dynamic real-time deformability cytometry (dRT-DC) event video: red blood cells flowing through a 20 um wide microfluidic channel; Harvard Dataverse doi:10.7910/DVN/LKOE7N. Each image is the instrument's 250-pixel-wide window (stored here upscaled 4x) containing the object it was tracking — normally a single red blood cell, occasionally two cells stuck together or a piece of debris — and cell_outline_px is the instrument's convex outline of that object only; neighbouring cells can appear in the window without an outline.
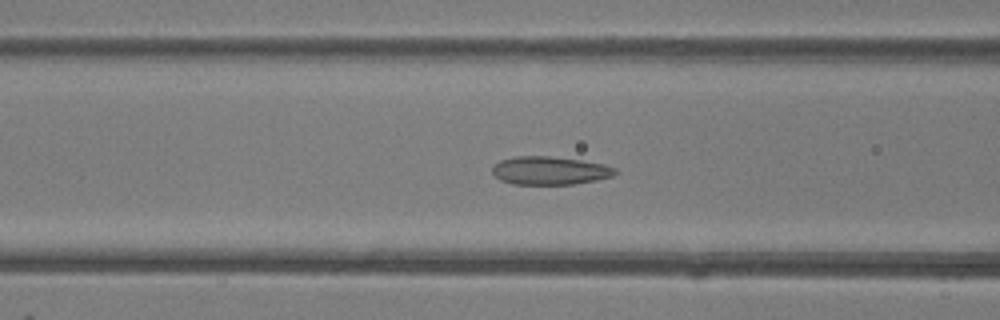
{"species": "common noctule bat (a hibernating species)", "species_latin": "Nyctalus noctula", "temperature_condition": "room temperature", "stored_images_in_passage": 40, "camera_frame_rate_fps": 3000, "um_per_image_px": 0.085, "animal": {"sex": "female"}, "frame": {"image": 1, "passage_image": 9, "time_ms": 2.667, "image_size_px": [1000, 320], "cell_outline_px": [[616, 172], [612, 176], [596, 180], [572, 184], [512, 184], [500, 180], [492, 172], [492, 168], [500, 160], [516, 156], [548, 156], [580, 160], [604, 164], [616, 168]], "centroid_in_image_um": [46.72, 14.5], "position_along_channel_um": 119.9, "area_um2": 20.06}}
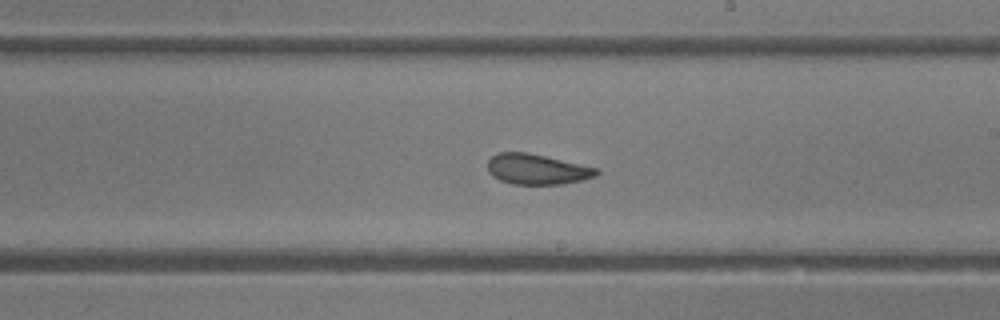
{"frame": {"image": 2, "passage_image": 18, "time_ms": 5.667, "image_size_px": [1000, 320], "cell_outline_px": [[600, 172], [596, 176], [564, 184], [512, 184], [500, 180], [492, 176], [488, 172], [488, 160], [496, 152], [528, 152], [596, 168]], "centroid_in_image_um": [45.6, 14.38], "position_along_channel_um": 243.4, "area_um2": 19.19}}
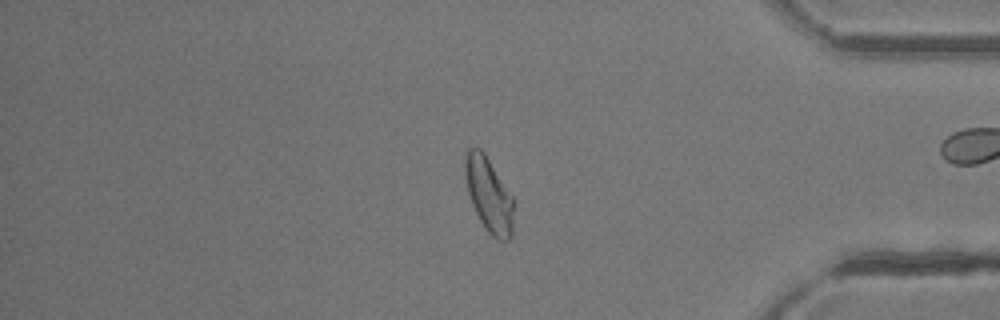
{"frame": {"image": 3, "passage_image": 31, "time_ms": 10.0, "image_size_px": [1000, 320], "cell_outline_px": [[512, 236], [508, 240], [500, 240], [492, 236], [484, 228], [472, 204], [468, 192], [464, 176], [464, 156], [468, 148], [480, 148], [484, 152], [512, 196]], "centroid_in_image_um": [41.51, 16.53], "position_along_channel_um": 393.7, "area_um2": 20.92}, "authors_computed_cell_mechanics": {"area_um2": 20.7213, "velocity_mm_per_s": 4.1223, "shape_relaxation_time_tau1_ms": null, "shape_relaxation_time_tau2_ms": 1.7705, "deformation_change_tau1": null, "deformation_change_tau2": 0.0912}}